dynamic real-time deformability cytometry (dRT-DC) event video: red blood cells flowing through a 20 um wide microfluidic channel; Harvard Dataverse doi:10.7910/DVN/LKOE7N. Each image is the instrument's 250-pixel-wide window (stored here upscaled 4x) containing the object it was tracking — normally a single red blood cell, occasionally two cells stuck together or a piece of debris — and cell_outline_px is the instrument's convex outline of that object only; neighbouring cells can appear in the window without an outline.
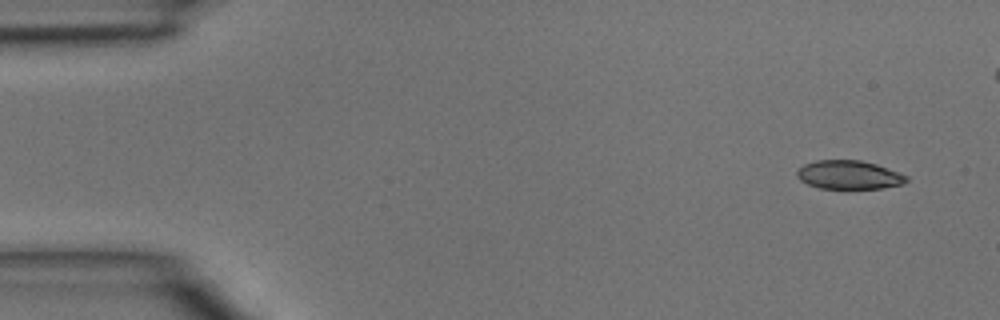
{"species": "common noctule bat (a hibernating species)", "species_latin": "Nyctalus noctula", "temperature_condition": "room temperature", "stored_images_in_passage": 5, "camera_frame_rate_fps": 3000, "um_per_image_px": 0.085, "animal": {"sex": "male", "body_mass_g": 15.6}, "frame": {"image": 1, "passage_image": 1, "time_ms": 0.0, "image_size_px": [1000, 320], "cell_outline_px": [[908, 180], [904, 184], [880, 188], [820, 188], [808, 184], [800, 180], [796, 176], [796, 172], [804, 164], [816, 160], [860, 160], [876, 164], [908, 176]], "centroid_in_image_um": [72.15, 14.86], "position_along_channel_um": 12.8, "area_um2": 18.15}}